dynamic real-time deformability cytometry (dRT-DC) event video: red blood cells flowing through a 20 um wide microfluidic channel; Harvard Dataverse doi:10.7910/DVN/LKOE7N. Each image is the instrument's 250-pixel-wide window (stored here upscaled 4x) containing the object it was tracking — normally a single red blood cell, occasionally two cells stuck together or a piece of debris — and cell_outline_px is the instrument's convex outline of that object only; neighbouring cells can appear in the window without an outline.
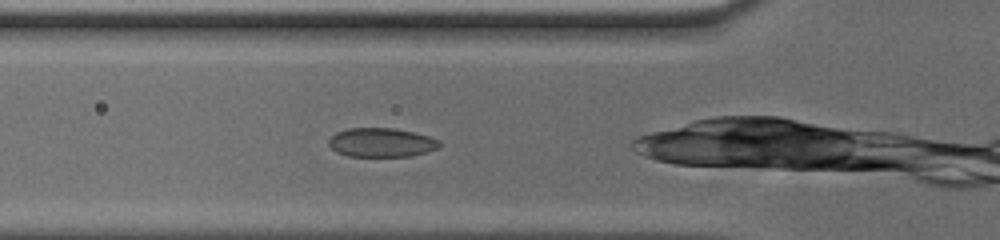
{"species": "common noctule bat (a hibernating species)", "species_latin": "Nyctalus noctula", "temperature_condition": "cold", "stored_images_in_passage": 26, "camera_frame_rate_fps": 3000, "um_per_image_px": 0.085, "animal": {"sex": "male", "body_mass_g": 20.0, "forearm_length_mm": 53.3}, "frame": {"image": 1, "passage_image": 6, "time_ms": 1.667, "image_size_px": [1000, 240], "cell_outline_px": [[440, 148], [412, 156], [348, 156], [336, 152], [328, 144], [328, 140], [336, 132], [348, 128], [392, 128], [412, 132], [428, 136], [440, 140]], "centroid_in_image_um": [32.42, 12.11], "position_along_channel_um": 93.4, "area_um2": 18.73}}
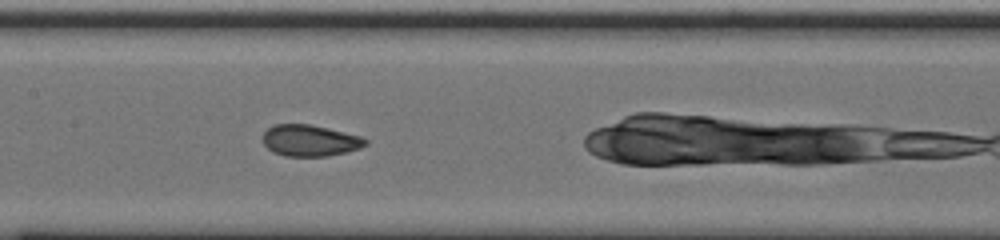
{"frame": {"image": 2, "passage_image": 13, "time_ms": 4.0, "image_size_px": [1000, 240], "cell_outline_px": [[368, 144], [360, 148], [328, 156], [284, 156], [272, 152], [264, 144], [264, 132], [268, 128], [276, 124], [312, 124], [360, 136], [368, 140]], "centroid_in_image_um": [26.35, 11.94], "position_along_channel_um": 181.1, "area_um2": 18.73}}
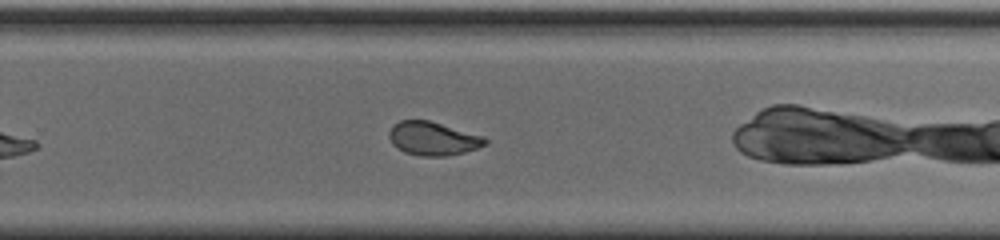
{"frame": {"image": 3, "passage_image": 22, "time_ms": 7.0, "image_size_px": [1000, 240], "cell_outline_px": [[488, 144], [464, 152], [448, 156], [420, 156], [404, 152], [392, 144], [388, 136], [388, 132], [392, 124], [400, 120], [428, 120], [484, 136], [488, 140]], "centroid_in_image_um": [36.78, 11.78], "position_along_channel_um": 293.0, "area_um2": 18.9}}